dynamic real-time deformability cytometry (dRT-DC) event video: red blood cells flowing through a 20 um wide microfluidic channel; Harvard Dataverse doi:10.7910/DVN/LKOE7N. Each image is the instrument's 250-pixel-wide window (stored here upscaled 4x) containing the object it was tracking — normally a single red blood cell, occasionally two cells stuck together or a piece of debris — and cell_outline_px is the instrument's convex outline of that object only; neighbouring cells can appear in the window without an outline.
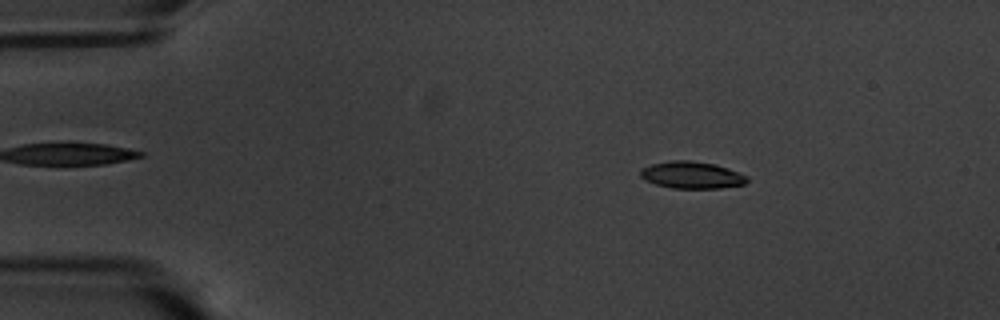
{"species": "common noctule bat (a hibernating species)", "species_latin": "Nyctalus noctula", "temperature_condition": "warm", "stored_images_in_passage": 57, "camera_frame_rate_fps": 3000, "um_per_image_px": 0.085, "animal": {"sex": "male", "body_mass_g": 20.1, "forearm_length_mm": 53.5}, "frame": {"image": 1, "passage_image": 9, "time_ms": 2.667, "image_size_px": [1000, 320], "cell_outline_px": [[748, 180], [744, 184], [720, 188], [672, 188], [656, 184], [644, 180], [640, 176], [640, 172], [644, 168], [652, 164], [672, 160], [692, 160], [716, 164], [728, 168], [748, 176]], "centroid_in_image_um": [58.82, 14.87], "position_along_channel_um": 26.2, "area_um2": 16.76}}
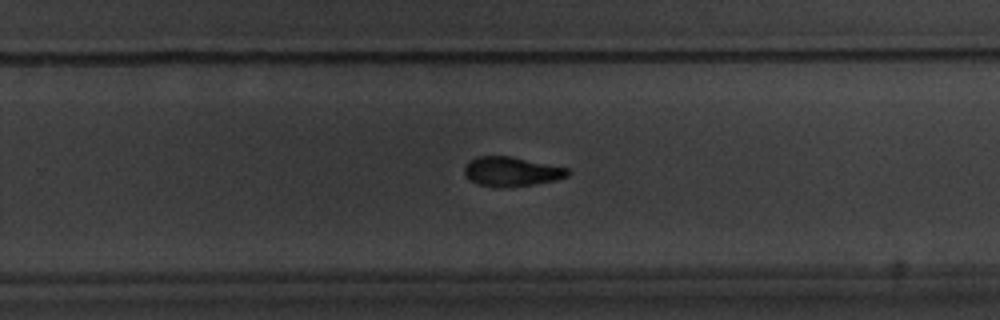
{"frame": {"image": 2, "passage_image": 37, "time_ms": 12.0, "image_size_px": [1000, 320], "cell_outline_px": [[572, 172], [568, 176], [556, 180], [532, 184], [504, 188], [500, 188], [476, 184], [464, 172], [464, 164], [468, 160], [476, 156], [512, 156], [568, 168]], "centroid_in_image_um": [43.47, 14.57], "position_along_channel_um": 286.3, "area_um2": 17.92}}
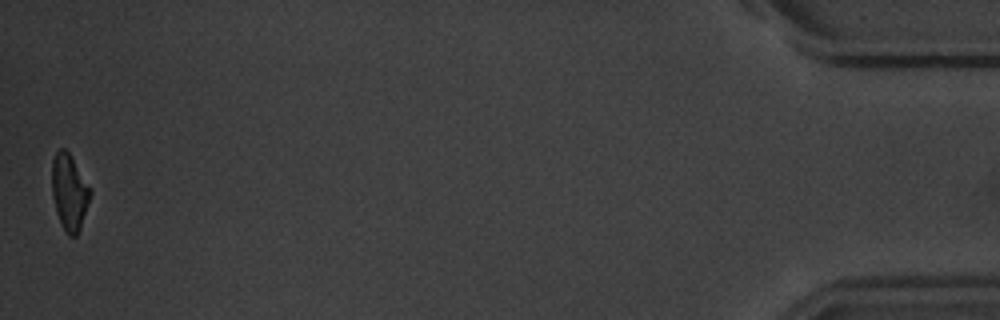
{"frame": {"image": 3, "passage_image": 57, "time_ms": 18.667, "image_size_px": [1000, 320], "cell_outline_px": [[92, 192], [80, 228], [76, 236], [68, 236], [56, 212], [52, 196], [52, 160], [56, 152], [60, 148], [64, 148], [68, 152]], "centroid_in_image_um": [5.87, 16.33], "position_along_channel_um": 429.3, "area_um2": 16.59}, "authors_computed_cell_mechanics": {"area_um2": 17.7446, "velocity_mm_per_s": 3.5189, "shape_relaxation_time_tau1_ms": 2.7674, "shape_relaxation_time_tau2_ms": 7.7252, "deformation_change_tau1": 0.148, "deformation_change_tau2": 0.1234}}